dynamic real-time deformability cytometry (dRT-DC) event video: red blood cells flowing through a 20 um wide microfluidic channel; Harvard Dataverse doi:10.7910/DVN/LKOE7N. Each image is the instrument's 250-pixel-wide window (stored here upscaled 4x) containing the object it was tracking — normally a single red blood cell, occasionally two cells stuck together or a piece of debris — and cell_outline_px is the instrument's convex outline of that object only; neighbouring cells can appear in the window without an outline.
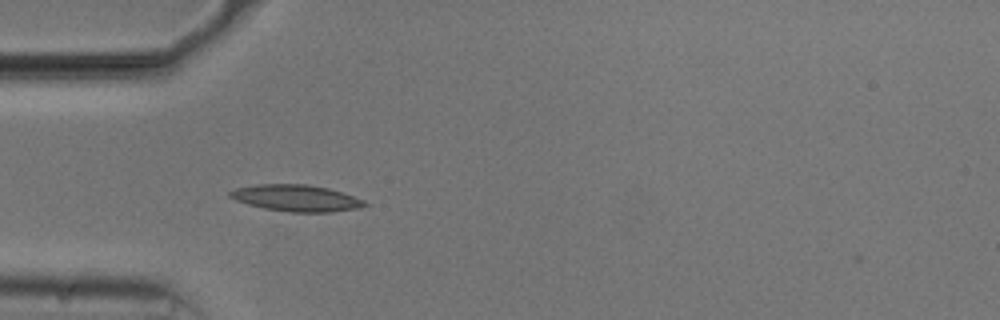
{"species": "common noctule bat (a hibernating species)", "species_latin": "Nyctalus noctula", "temperature_condition": "cold", "stored_images_in_passage": 39, "camera_frame_rate_fps": 3000, "um_per_image_px": 0.085, "animal": {"sex": "male", "body_mass_g": 20.5, "forearm_length_mm": 52.5}, "frame": {"image": 1, "passage_image": 1, "time_ms": 0.0, "image_size_px": [1000, 320], "cell_outline_px": [[368, 204], [360, 208], [332, 212], [288, 212], [264, 208], [248, 204], [236, 200], [228, 196], [228, 192], [236, 188], [256, 184], [308, 184], [328, 188], [364, 200]], "centroid_in_image_um": [25.16, 16.84], "position_along_channel_um": 59.8, "area_um2": 20.81}}
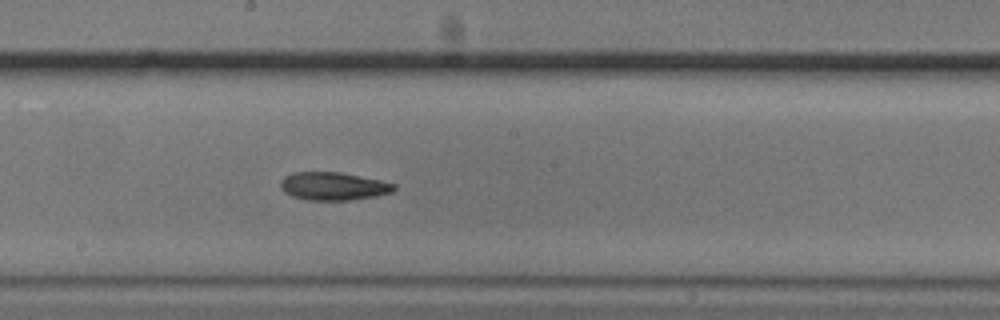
{"frame": {"image": 2, "passage_image": 14, "time_ms": 4.333, "image_size_px": [1000, 320], "cell_outline_px": [[396, 188], [392, 192], [376, 196], [348, 200], [308, 200], [292, 196], [284, 192], [280, 184], [284, 176], [292, 172], [340, 172], [380, 180], [396, 184]], "centroid_in_image_um": [28.33, 15.82], "position_along_channel_um": 219.9, "area_um2": 18.5}}
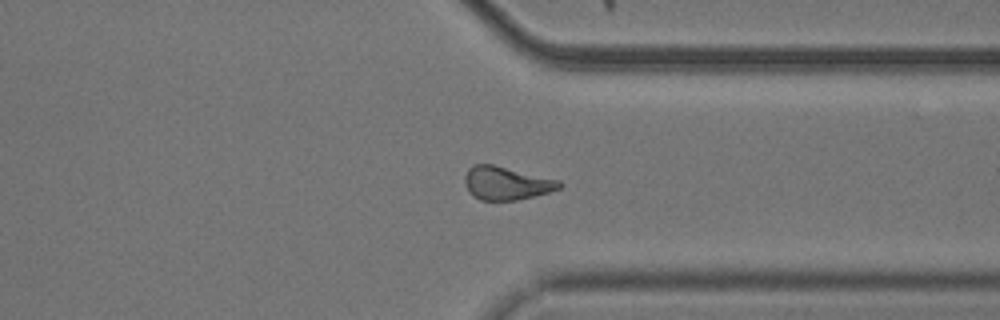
{"frame": {"image": 3, "passage_image": 26, "time_ms": 8.333, "image_size_px": [1000, 320], "cell_outline_px": [[564, 184], [560, 188], [548, 192], [516, 200], [480, 200], [472, 196], [468, 192], [464, 184], [464, 176], [468, 168], [472, 164], [492, 164], [560, 180]], "centroid_in_image_um": [43.0, 15.56], "position_along_channel_um": 368.4, "area_um2": 18.44}, "authors_computed_cell_mechanics": {"area_um2": 18.496, "velocity_mm_per_s": 3.7457, "shape_relaxation_time_tau1_ms": 3.9513, "shape_relaxation_time_tau2_ms": 5.8327, "deformation_change_tau1": 0.1231, "deformation_change_tau2": 0.1444}}